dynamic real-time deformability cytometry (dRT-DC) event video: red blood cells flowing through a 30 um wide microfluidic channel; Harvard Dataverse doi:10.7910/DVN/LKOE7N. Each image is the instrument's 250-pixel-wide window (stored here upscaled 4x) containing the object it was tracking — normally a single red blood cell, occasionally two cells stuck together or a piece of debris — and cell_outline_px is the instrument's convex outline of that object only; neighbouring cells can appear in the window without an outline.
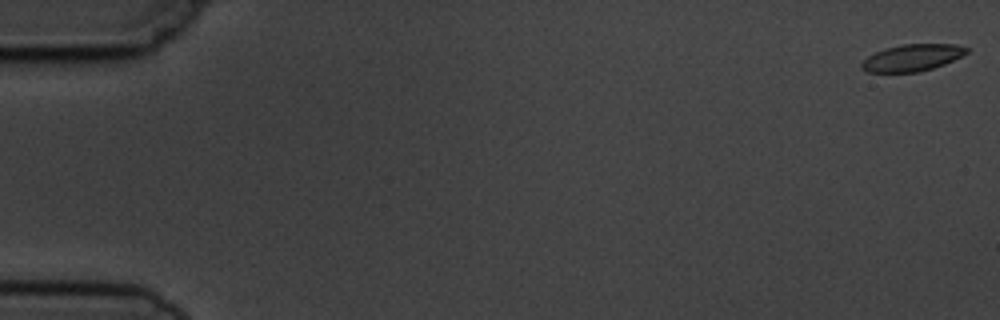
{"species": "common noctule bat (a hibernating species)", "species_latin": "Nyctalus noctula", "temperature_condition": "cold", "stored_images_in_passage": 6, "camera_frame_rate_fps": 3000, "um_per_image_px": 0.085, "animal": {"sex": "male", "body_mass_g": 19.5, "forearm_length_mm": 54.6}, "frame": {"image": 1, "passage_image": 1, "time_ms": 0.0, "image_size_px": [1000, 320], "cell_outline_px": [[968, 52], [944, 64], [920, 72], [868, 72], [860, 68], [860, 64], [868, 56], [876, 52], [888, 48], [904, 44], [956, 44], [968, 48]], "centroid_in_image_um": [77.53, 4.91], "position_along_channel_um": 7.5, "area_um2": 16.18}}
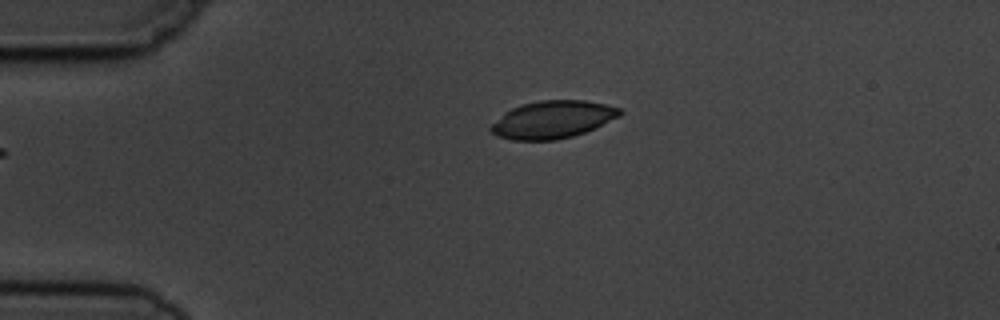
{"frame": {"image": 2, "passage_image": 6, "time_ms": 6.333, "image_size_px": [1000, 320], "cell_outline_px": [[624, 112], [620, 116], [596, 128], [572, 136], [556, 140], [512, 140], [496, 136], [488, 128], [504, 112], [520, 104], [540, 100], [584, 100], [604, 104], [620, 108]], "centroid_in_image_um": [46.97, 10.16], "position_along_channel_um": 38.0, "area_um2": 28.32}}